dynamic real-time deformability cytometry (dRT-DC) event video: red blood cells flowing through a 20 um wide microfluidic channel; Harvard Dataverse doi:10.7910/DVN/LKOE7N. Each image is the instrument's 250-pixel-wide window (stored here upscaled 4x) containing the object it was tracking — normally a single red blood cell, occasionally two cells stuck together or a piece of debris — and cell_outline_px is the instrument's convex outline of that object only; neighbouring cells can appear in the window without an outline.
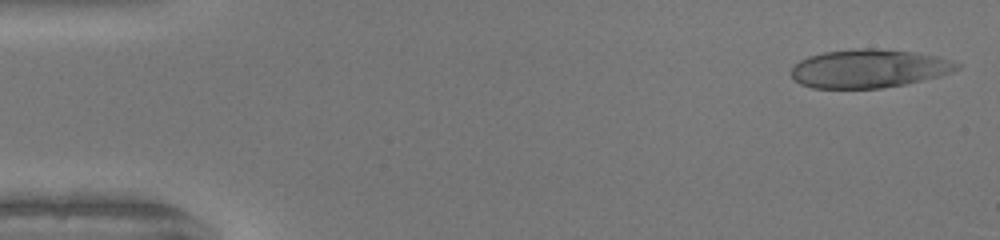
{"species": "human", "species_latin": "Homo sapiens", "temperature_condition": "warm", "stored_images_in_passage": 48, "camera_frame_rate_fps": 3000, "um_per_image_px": 0.085, "donor": {"sex": "female"}, "frame": {"image": 1, "passage_image": 1, "time_ms": 0.0, "image_size_px": [1000, 240], "cell_outline_px": [[960, 68], [952, 72], [940, 76], [904, 84], [880, 88], [812, 88], [800, 84], [792, 76], [792, 68], [800, 60], [808, 56], [824, 52], [856, 48], [872, 48], [916, 52], [940, 56], [952, 60], [960, 64]], "centroid_in_image_um": [73.89, 5.82], "position_along_channel_um": 11.1, "area_um2": 37.22}}
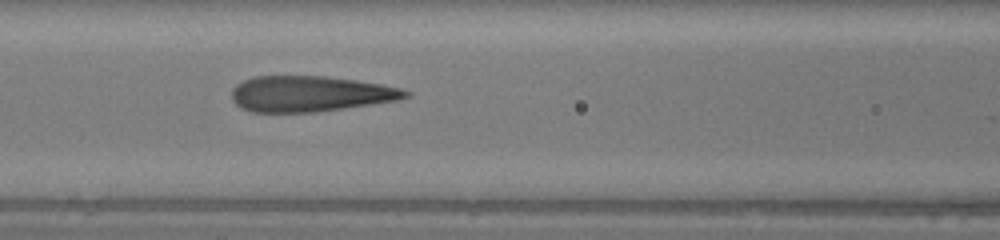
{"frame": {"image": 2, "passage_image": 20, "time_ms": 6.333, "image_size_px": [1000, 240], "cell_outline_px": [[412, 96], [396, 100], [344, 108], [316, 112], [252, 112], [240, 108], [232, 100], [232, 88], [236, 84], [252, 76], [324, 76], [356, 80], [380, 84], [400, 88], [412, 92]], "centroid_in_image_um": [26.34, 7.97], "position_along_channel_um": 140.3, "area_um2": 36.24}}
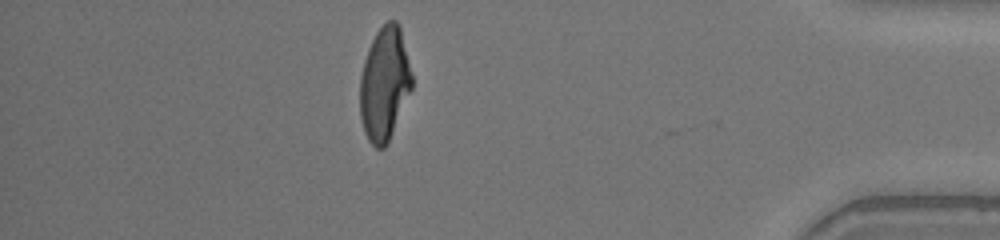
{"frame": {"image": 3, "passage_image": 42, "time_ms": 13.667, "image_size_px": [1000, 240], "cell_outline_px": [[412, 88], [388, 144], [384, 148], [376, 148], [368, 140], [364, 132], [360, 116], [360, 76], [364, 60], [368, 48], [376, 32], [388, 20], [396, 20], [400, 24], [412, 76]], "centroid_in_image_um": [32.68, 7.14], "position_along_channel_um": 402.5, "area_um2": 34.51}, "authors_computed_cell_mechanics": {"area_um2": 36.9342, "velocity_mm_per_s": 4.1932, "shape_relaxation_time_tau1_ms": 9.1302, "shape_relaxation_time_tau2_ms": null, "deformation_change_tau1": 0.3424, "deformation_change_tau2": null}}